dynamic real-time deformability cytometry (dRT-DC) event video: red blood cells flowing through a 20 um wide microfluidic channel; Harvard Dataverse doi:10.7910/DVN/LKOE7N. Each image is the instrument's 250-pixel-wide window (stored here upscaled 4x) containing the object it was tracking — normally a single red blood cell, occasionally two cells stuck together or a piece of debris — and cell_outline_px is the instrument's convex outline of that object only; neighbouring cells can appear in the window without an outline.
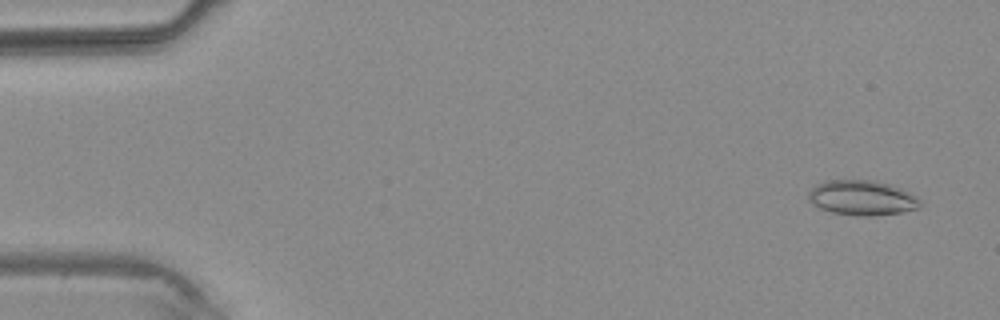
{"species": "common noctule bat (a hibernating species)", "species_latin": "Nyctalus noctula", "temperature_condition": "warm", "stored_images_in_passage": 3, "camera_frame_rate_fps": 3000, "um_per_image_px": 0.085, "animal": {"sex": "male", "body_mass_g": 20.4}, "frame": {"image": 1, "passage_image": 1, "time_ms": 0.0, "image_size_px": [1000, 320], "cell_outline_px": [[920, 208], [900, 212], [872, 216], [856, 216], [832, 212], [820, 208], [812, 204], [808, 200], [808, 192], [816, 184], [824, 180], [872, 180], [888, 184], [900, 188], [916, 196], [920, 200]], "centroid_in_image_um": [73.24, 16.81], "position_along_channel_um": 11.8, "area_um2": 22.77}}
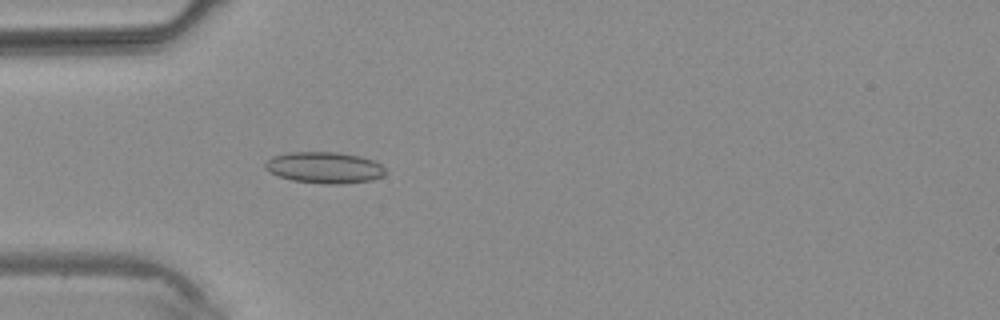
{"frame": {"image": 2, "passage_image": 3, "time_ms": 3.333, "image_size_px": [1000, 320], "cell_outline_px": [[388, 172], [384, 176], [372, 180], [336, 184], [324, 184], [292, 180], [268, 172], [264, 168], [264, 164], [272, 156], [288, 152], [340, 152], [360, 156], [372, 160], [380, 164]], "centroid_in_image_um": [27.58, 14.24], "position_along_channel_um": 57.4, "area_um2": 22.08}}